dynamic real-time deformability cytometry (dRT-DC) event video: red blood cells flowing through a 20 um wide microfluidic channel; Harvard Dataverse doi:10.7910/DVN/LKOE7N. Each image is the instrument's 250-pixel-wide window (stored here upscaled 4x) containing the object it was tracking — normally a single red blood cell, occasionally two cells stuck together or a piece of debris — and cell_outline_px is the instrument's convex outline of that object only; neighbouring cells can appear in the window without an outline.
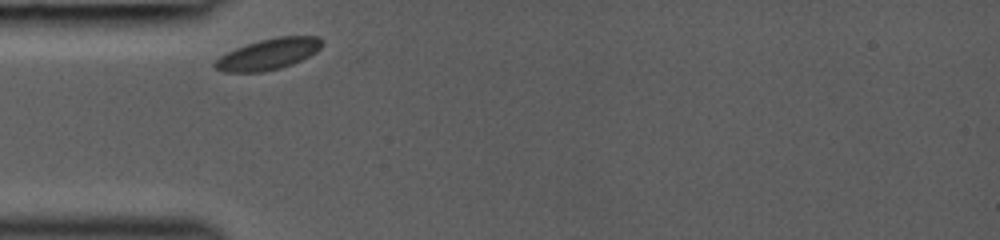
{"species": "common noctule bat (a hibernating species)", "species_latin": "Nyctalus noctula", "temperature_condition": "room temperature", "stored_images_in_passage": 26, "camera_frame_rate_fps": 3000, "um_per_image_px": 0.085, "animal": {"sex": "female", "body_mass_g": 19.0, "forearm_length_mm": 53.3}, "frame": {"image": 1, "passage_image": 1, "time_ms": 0.0, "image_size_px": [1000, 240], "cell_outline_px": [[324, 44], [316, 52], [292, 64], [280, 68], [260, 72], [224, 72], [216, 68], [212, 64], [220, 56], [236, 48], [260, 40], [280, 36], [316, 36], [324, 40]], "centroid_in_image_um": [22.83, 4.6], "position_along_channel_um": 62.2, "area_um2": 19.19}}
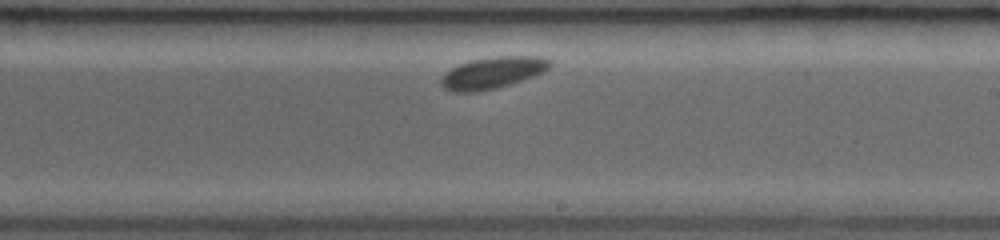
{"frame": {"image": 2, "passage_image": 15, "time_ms": 4.667, "image_size_px": [1000, 240], "cell_outline_px": [[552, 64], [544, 72], [496, 88], [476, 92], [452, 92], [444, 88], [440, 84], [440, 76], [452, 68], [460, 64], [472, 60], [492, 56], [540, 56], [548, 60]], "centroid_in_image_um": [41.83, 6.18], "position_along_channel_um": 247.2, "area_um2": 19.94}}
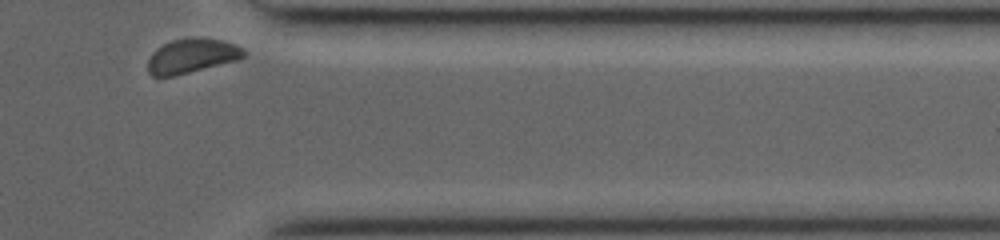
{"frame": {"image": 3, "passage_image": 26, "time_ms": 8.333, "image_size_px": [1000, 240], "cell_outline_px": [[248, 52], [244, 56], [236, 60], [172, 76], [152, 76], [148, 72], [148, 60], [152, 52], [156, 48], [172, 40], [220, 40], [236, 44], [244, 48]], "centroid_in_image_um": [16.29, 4.78], "position_along_channel_um": 395.1, "area_um2": 18.5}}